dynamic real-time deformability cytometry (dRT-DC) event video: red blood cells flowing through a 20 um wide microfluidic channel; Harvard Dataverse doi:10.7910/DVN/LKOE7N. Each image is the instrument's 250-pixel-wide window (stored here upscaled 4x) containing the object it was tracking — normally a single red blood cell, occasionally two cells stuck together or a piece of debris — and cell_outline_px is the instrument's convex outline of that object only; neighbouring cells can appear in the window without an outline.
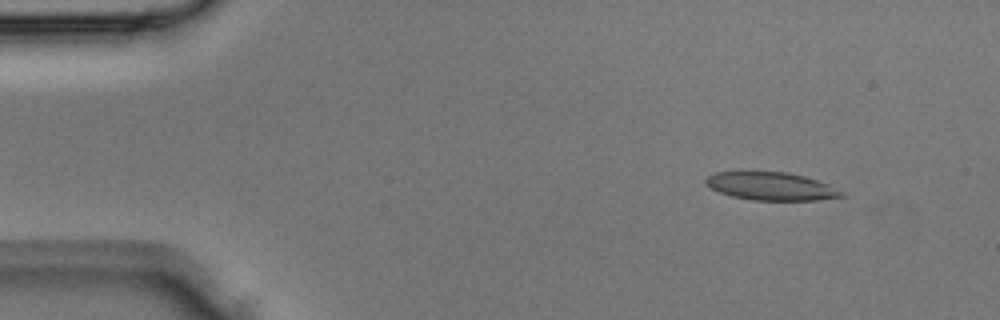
{"species": "Egyptian fruit bat (a non-hibernating species)", "species_latin": "Rousettus aegyptiacus", "temperature_condition": "room temperature", "stored_images_in_passage": 4, "camera_frame_rate_fps": 3000, "um_per_image_px": 0.085, "animal": {"sex": "male"}, "frame": {"image": 1, "passage_image": 2, "time_ms": 0.333, "image_size_px": [1000, 320], "cell_outline_px": [[848, 196], [816, 200], [752, 200], [732, 196], [720, 192], [704, 184], [704, 180], [708, 176], [716, 172], [740, 168], [788, 172], [804, 176], [828, 184], [844, 192]], "centroid_in_image_um": [65.48, 15.77], "position_along_channel_um": 19.5, "area_um2": 23.12}}
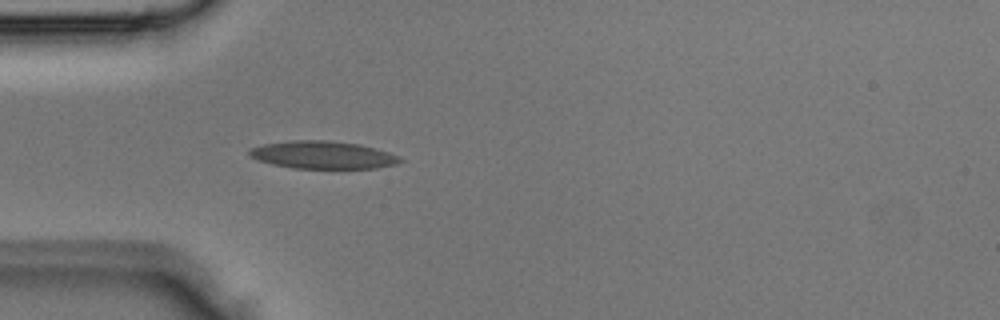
{"frame": {"image": 2, "passage_image": 4, "time_ms": 1.0, "image_size_px": [1000, 320], "cell_outline_px": [[404, 160], [396, 164], [376, 168], [292, 168], [272, 164], [248, 156], [248, 148], [264, 144], [288, 140], [332, 140], [360, 144], [376, 148], [400, 156]], "centroid_in_image_um": [27.43, 13.16], "position_along_channel_um": 57.6, "area_um2": 24.51}}